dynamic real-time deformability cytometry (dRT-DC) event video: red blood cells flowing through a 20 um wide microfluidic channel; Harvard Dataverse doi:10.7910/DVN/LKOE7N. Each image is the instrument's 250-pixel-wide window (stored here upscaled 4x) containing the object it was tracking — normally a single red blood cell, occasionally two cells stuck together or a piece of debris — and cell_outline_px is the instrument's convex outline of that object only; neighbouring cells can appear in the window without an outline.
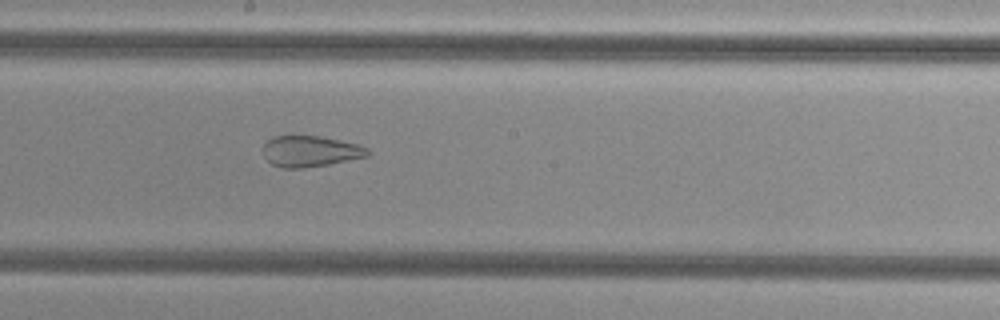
{"species": "common noctule bat (a hibernating species)", "species_latin": "Nyctalus noctula", "temperature_condition": "cold", "stored_images_in_passage": 55, "camera_frame_rate_fps": 3000, "um_per_image_px": 0.085, "animal": {"sex": "female", "body_mass_g": 29.2, "forearm_length_mm": 56.3}, "frame": {"image": 1, "passage_image": 31, "time_ms": 10.0, "image_size_px": [1000, 320], "cell_outline_px": [[368, 156], [328, 164], [300, 168], [284, 168], [272, 164], [264, 156], [264, 144], [272, 136], [320, 136], [356, 144], [368, 148]], "centroid_in_image_um": [26.35, 12.85], "position_along_channel_um": 221.8, "area_um2": 18.55}}
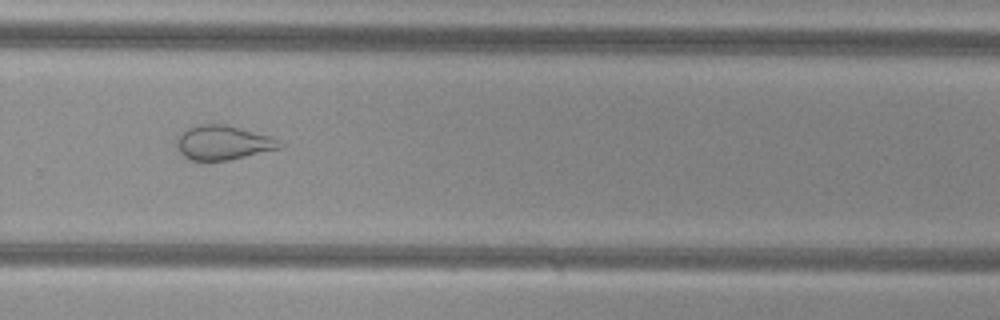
{"frame": {"image": 2, "passage_image": 38, "time_ms": 12.333, "image_size_px": [1000, 320], "cell_outline_px": [[284, 148], [228, 160], [188, 160], [176, 148], [176, 140], [180, 132], [184, 128], [200, 124], [224, 124], [272, 136], [284, 144]], "centroid_in_image_um": [18.96, 12.12], "position_along_channel_um": 310.8, "area_um2": 20.92}}
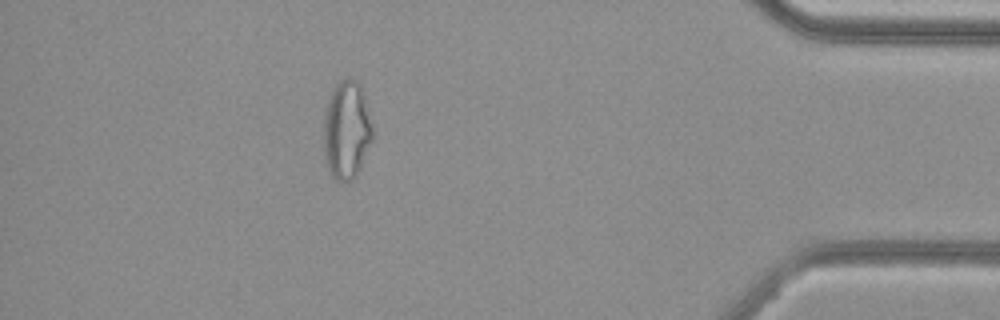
{"frame": {"image": 3, "passage_image": 49, "time_ms": 16.0, "image_size_px": [1000, 320], "cell_outline_px": [[372, 140], [360, 168], [356, 176], [348, 184], [336, 180], [332, 176], [328, 168], [324, 152], [324, 112], [332, 88], [344, 76], [348, 76], [356, 80], [360, 84], [364, 92], [372, 128]], "centroid_in_image_um": [29.46, 11.03], "position_along_channel_um": 405.7, "area_um2": 28.38}, "authors_computed_cell_mechanics": {"area_um2": 28.322, "velocity_mm_per_s": 3.8234, "shape_relaxation_time_tau1_ms": null, "shape_relaxation_time_tau2_ms": 1.752, "deformation_change_tau1": null, "deformation_change_tau2": 0.086}}